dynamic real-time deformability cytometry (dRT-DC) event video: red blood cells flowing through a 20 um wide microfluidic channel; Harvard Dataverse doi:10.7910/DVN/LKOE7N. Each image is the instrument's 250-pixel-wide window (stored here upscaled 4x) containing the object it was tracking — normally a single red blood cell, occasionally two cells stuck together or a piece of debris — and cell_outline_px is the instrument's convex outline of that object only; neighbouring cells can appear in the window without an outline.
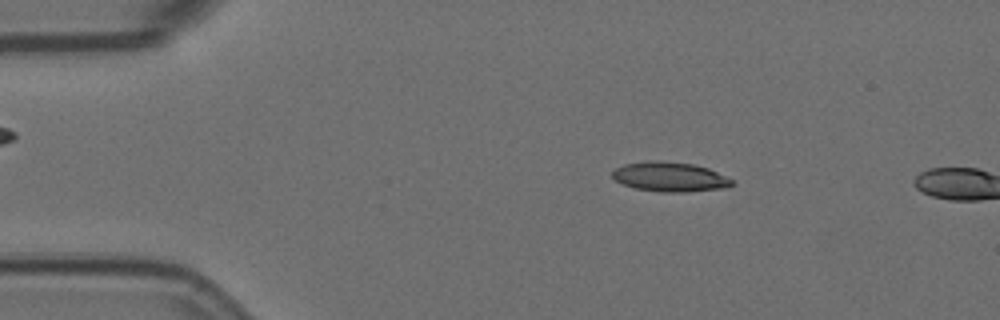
{"species": "Egyptian fruit bat (a non-hibernating species)", "species_latin": "Rousettus aegyptiacus", "temperature_condition": "room temperature", "stored_images_in_passage": 2, "camera_frame_rate_fps": 3000, "um_per_image_px": 0.085, "animal": {"sex": "female"}, "frame": {"image": 1, "passage_image": 1, "time_ms": 0.0, "image_size_px": [1000, 320], "cell_outline_px": [[732, 184], [728, 188], [688, 192], [660, 192], [636, 188], [624, 184], [616, 180], [612, 176], [612, 172], [616, 168], [624, 164], [648, 160], [660, 160], [692, 164], [708, 168], [732, 180]], "centroid_in_image_um": [56.93, 15.03], "position_along_channel_um": 28.1, "area_um2": 20.58}}